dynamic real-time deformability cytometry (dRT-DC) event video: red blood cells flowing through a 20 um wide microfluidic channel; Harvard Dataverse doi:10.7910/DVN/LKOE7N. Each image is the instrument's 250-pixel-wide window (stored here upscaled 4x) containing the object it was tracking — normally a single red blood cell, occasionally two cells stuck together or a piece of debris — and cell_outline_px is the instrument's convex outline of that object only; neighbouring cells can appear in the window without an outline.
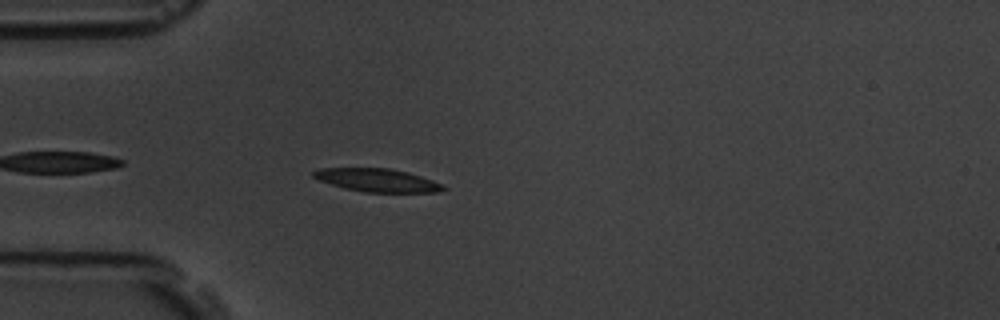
{"species": "common noctule bat (a hibernating species)", "species_latin": "Nyctalus noctula", "temperature_condition": "room temperature", "stored_images_in_passage": 2, "camera_frame_rate_fps": 3000, "um_per_image_px": 0.085, "animal": {"sex": "male", "body_mass_g": 19.5, "forearm_length_mm": 54.6}, "frame": {"image": 1, "passage_image": 2, "time_ms": 1.333, "image_size_px": [1000, 320], "cell_outline_px": [[448, 188], [440, 192], [364, 192], [344, 188], [320, 180], [312, 176], [312, 172], [320, 168], [388, 168], [408, 172], [432, 180]], "centroid_in_image_um": [32.07, 15.32], "position_along_channel_um": 52.9, "area_um2": 17.34}}